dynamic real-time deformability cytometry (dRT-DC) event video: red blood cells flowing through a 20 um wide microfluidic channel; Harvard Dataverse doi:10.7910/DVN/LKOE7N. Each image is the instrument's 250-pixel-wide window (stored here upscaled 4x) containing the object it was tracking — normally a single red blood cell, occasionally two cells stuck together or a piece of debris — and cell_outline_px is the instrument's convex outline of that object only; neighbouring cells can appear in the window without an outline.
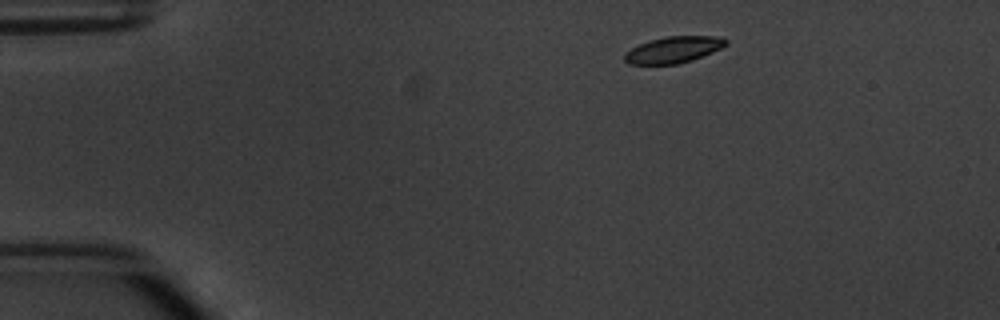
{"species": "common noctule bat (a hibernating species)", "species_latin": "Nyctalus noctula", "temperature_condition": "warm", "stored_images_in_passage": 2, "camera_frame_rate_fps": 3000, "um_per_image_px": 0.085, "animal": {"sex": "male", "body_mass_g": 20.1, "forearm_length_mm": 53.5}, "frame": {"image": 1, "passage_image": 1, "time_ms": 0.0, "image_size_px": [1000, 320], "cell_outline_px": [[728, 44], [712, 52], [692, 60], [676, 64], [628, 64], [624, 60], [624, 52], [648, 40], [664, 36], [720, 36], [728, 40]], "centroid_in_image_um": [57.24, 4.21], "position_along_channel_um": 27.8, "area_um2": 15.66}}